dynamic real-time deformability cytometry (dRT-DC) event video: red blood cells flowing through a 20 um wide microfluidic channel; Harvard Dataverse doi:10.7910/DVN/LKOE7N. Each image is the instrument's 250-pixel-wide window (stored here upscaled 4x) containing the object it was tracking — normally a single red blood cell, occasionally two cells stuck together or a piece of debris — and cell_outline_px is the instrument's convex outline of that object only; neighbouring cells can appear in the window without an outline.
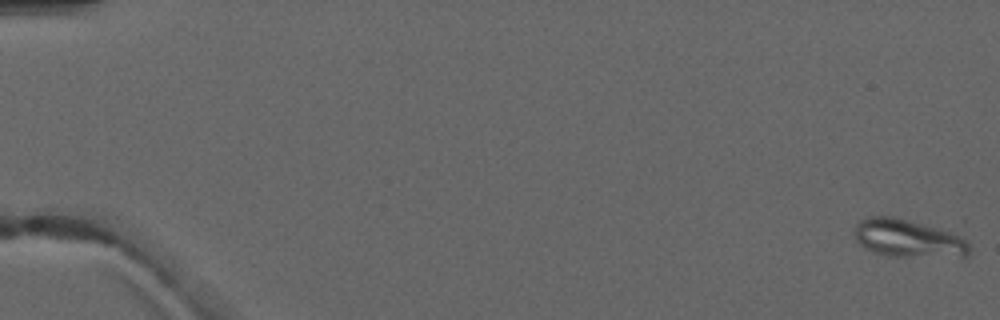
{"species": "common noctule bat (a hibernating species)", "species_latin": "Nyctalus noctula", "temperature_condition": "warm", "stored_images_in_passage": 5, "camera_frame_rate_fps": 3000, "um_per_image_px": 0.085, "animal": {"sex": "male", "forearm_length_mm": 52.5}, "frame": {"image": 1, "passage_image": 1, "time_ms": 0.0, "image_size_px": [1000, 320], "cell_outline_px": [[968, 256], [888, 256], [872, 252], [860, 244], [856, 240], [856, 224], [860, 220], [868, 216], [896, 216], [948, 232], [964, 240], [968, 244]], "centroid_in_image_um": [77.1, 20.26], "position_along_channel_um": 7.9, "area_um2": 24.68}}